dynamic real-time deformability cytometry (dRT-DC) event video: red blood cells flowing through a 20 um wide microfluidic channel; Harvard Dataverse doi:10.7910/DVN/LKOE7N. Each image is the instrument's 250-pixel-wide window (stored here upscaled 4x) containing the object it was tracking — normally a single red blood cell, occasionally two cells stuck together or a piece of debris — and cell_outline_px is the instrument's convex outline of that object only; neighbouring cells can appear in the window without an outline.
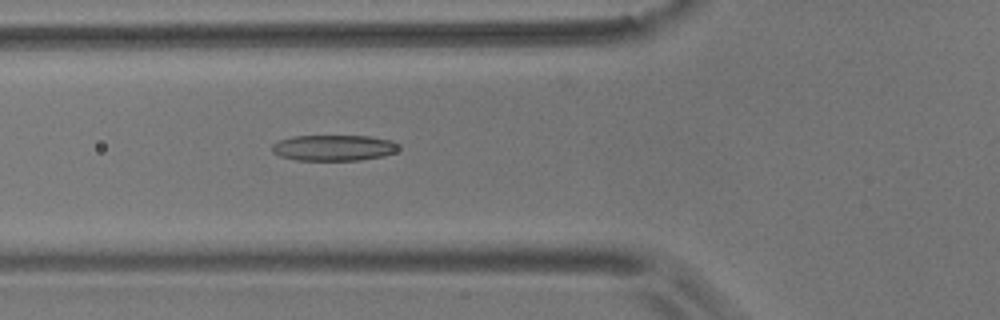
{"species": "common noctule bat (a hibernating species)", "species_latin": "Nyctalus noctula", "temperature_condition": "room temperature", "stored_images_in_passage": 55, "camera_frame_rate_fps": 3000, "um_per_image_px": 0.085, "animal": {"sex": "male", "body_mass_g": 17.9}, "frame": {"image": 1, "passage_image": 20, "time_ms": 6.333, "image_size_px": [1000, 320], "cell_outline_px": [[400, 148], [396, 152], [384, 156], [360, 160], [296, 160], [280, 156], [272, 152], [272, 144], [280, 140], [292, 136], [368, 136], [392, 140], [400, 144]], "centroid_in_image_um": [28.4, 12.56], "position_along_channel_um": 97.4, "area_um2": 19.25}}
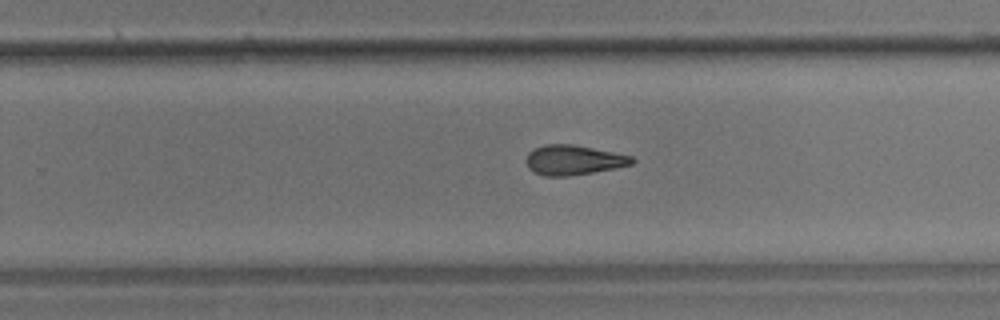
{"frame": {"image": 2, "passage_image": 35, "time_ms": 11.333, "image_size_px": [1000, 320], "cell_outline_px": [[636, 160], [632, 164], [616, 168], [568, 176], [544, 176], [532, 172], [528, 168], [524, 160], [528, 152], [532, 148], [544, 144], [572, 144], [632, 156]], "centroid_in_image_um": [48.68, 13.6], "position_along_channel_um": 281.1, "area_um2": 18.55}}
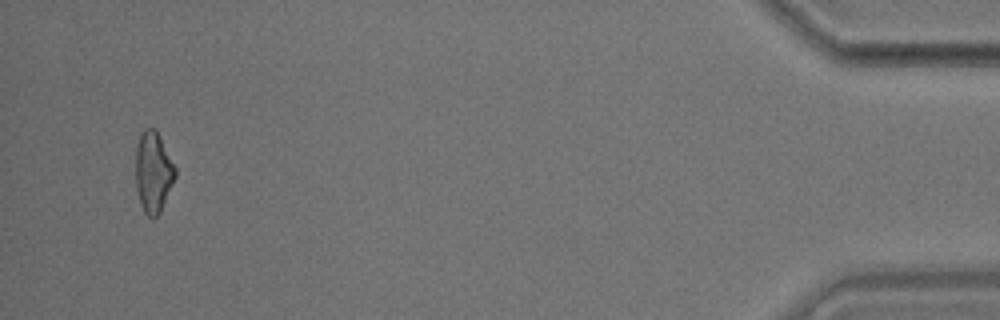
{"frame": {"image": 3, "passage_image": 53, "time_ms": 17.333, "image_size_px": [1000, 320], "cell_outline_px": [[176, 176], [160, 212], [152, 220], [144, 212], [140, 204], [136, 188], [136, 144], [140, 132], [144, 128], [156, 128], [176, 168]], "centroid_in_image_um": [13.01, 14.6], "position_along_channel_um": 422.2, "area_um2": 18.84}, "authors_computed_cell_mechanics": {"area_um2": 18.8428, "velocity_mm_per_s": 3.6679, "shape_relaxation_time_tau1_ms": null, "shape_relaxation_time_tau2_ms": 4.5493, "deformation_change_tau1": null, "deformation_change_tau2": 0.1428}}